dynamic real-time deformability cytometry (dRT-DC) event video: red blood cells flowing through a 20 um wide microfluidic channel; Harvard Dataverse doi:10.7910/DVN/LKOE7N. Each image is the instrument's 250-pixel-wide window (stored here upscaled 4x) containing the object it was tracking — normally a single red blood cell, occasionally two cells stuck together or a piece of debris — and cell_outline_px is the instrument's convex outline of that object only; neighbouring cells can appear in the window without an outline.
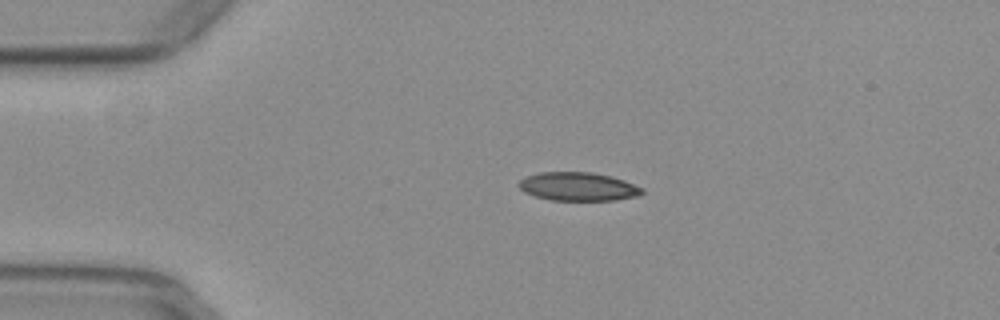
{"species": "common noctule bat (a hibernating species)", "species_latin": "Nyctalus noctula", "temperature_condition": "warm", "stored_images_in_passage": 42, "camera_frame_rate_fps": 3000, "um_per_image_px": 0.085, "animal": {"sex": "female", "body_mass_g": 29.2, "forearm_length_mm": 56.3}, "frame": {"image": 1, "passage_image": 1, "time_ms": 0.0, "image_size_px": [1000, 320], "cell_outline_px": [[644, 192], [640, 196], [616, 200], [552, 200], [536, 196], [524, 192], [516, 184], [524, 176], [540, 172], [592, 172], [612, 176], [624, 180], [644, 188]], "centroid_in_image_um": [49.16, 15.85], "position_along_channel_um": 35.8, "area_um2": 20.69}}
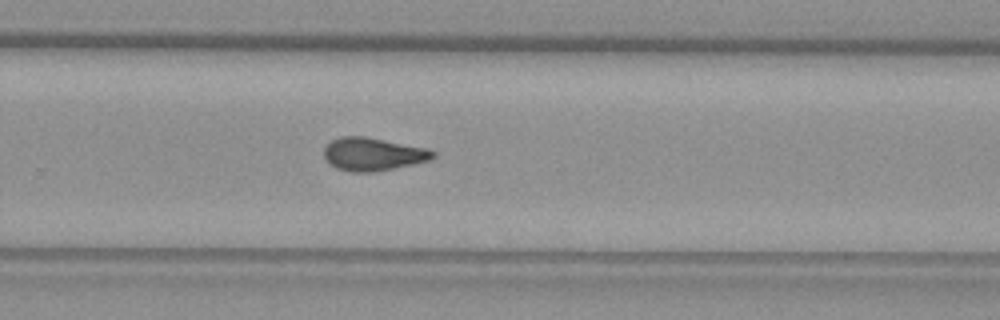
{"frame": {"image": 2, "passage_image": 24, "time_ms": 7.667, "image_size_px": [1000, 320], "cell_outline_px": [[436, 156], [428, 160], [392, 168], [372, 172], [352, 172], [336, 168], [324, 156], [324, 148], [332, 140], [340, 136], [364, 136], [428, 148], [436, 152]], "centroid_in_image_um": [31.7, 13.09], "position_along_channel_um": 298.1, "area_um2": 20.69}}
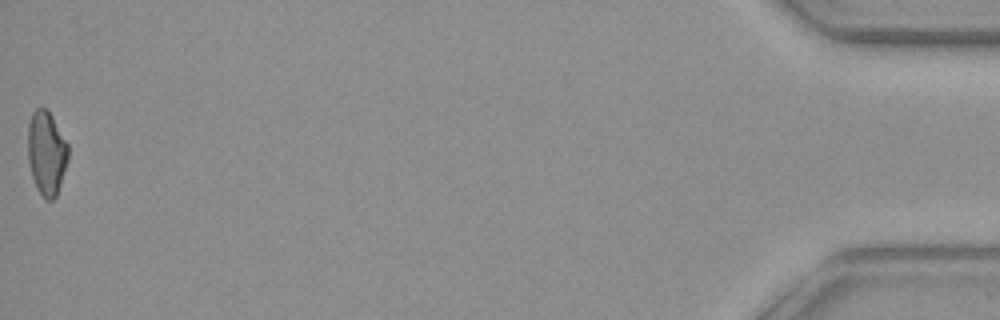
{"frame": {"image": 3, "passage_image": 42, "time_ms": 13.667, "image_size_px": [1000, 320], "cell_outline_px": [[68, 160], [56, 196], [52, 200], [44, 200], [36, 188], [32, 176], [28, 160], [28, 124], [32, 112], [36, 108], [48, 108], [68, 144]], "centroid_in_image_um": [3.95, 12.99], "position_along_channel_um": 431.3, "area_um2": 19.88}, "authors_computed_cell_mechanics": {"area_um2": 20.6635, "velocity_mm_per_s": 3.9446, "shape_relaxation_time_tau1_ms": null, "shape_relaxation_time_tau2_ms": 3.4524, "deformation_change_tau1": null, "deformation_change_tau2": 0.1129}}